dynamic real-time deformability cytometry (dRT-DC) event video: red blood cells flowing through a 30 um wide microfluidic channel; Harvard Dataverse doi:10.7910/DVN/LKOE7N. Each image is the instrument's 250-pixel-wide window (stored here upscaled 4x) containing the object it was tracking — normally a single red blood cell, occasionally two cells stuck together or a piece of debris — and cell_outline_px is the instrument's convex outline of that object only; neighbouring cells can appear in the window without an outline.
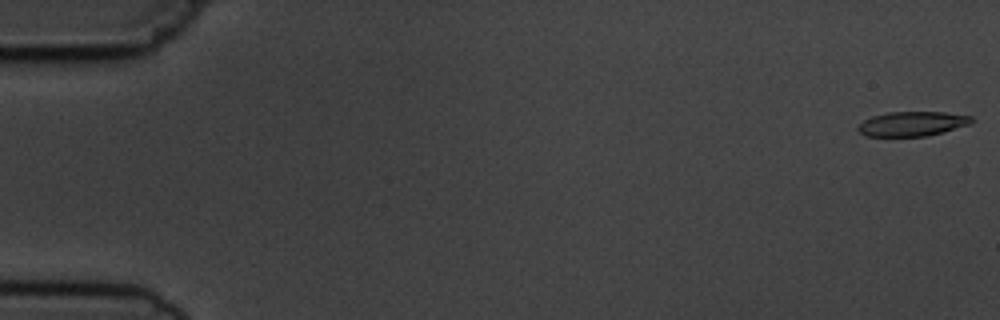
{"species": "common noctule bat (a hibernating species)", "species_latin": "Nyctalus noctula", "temperature_condition": "cold", "stored_images_in_passage": 8, "camera_frame_rate_fps": 3000, "um_per_image_px": 0.085, "animal": {"sex": "male", "body_mass_g": 19.5, "forearm_length_mm": 54.6}, "frame": {"image": 1, "passage_image": 1, "time_ms": 0.0, "image_size_px": [1000, 320], "cell_outline_px": [[976, 120], [972, 124], [944, 132], [928, 136], [864, 136], [856, 128], [864, 120], [872, 116], [888, 112], [944, 112], [972, 116]], "centroid_in_image_um": [77.6, 10.52], "position_along_channel_um": 7.4, "area_um2": 16.47}}
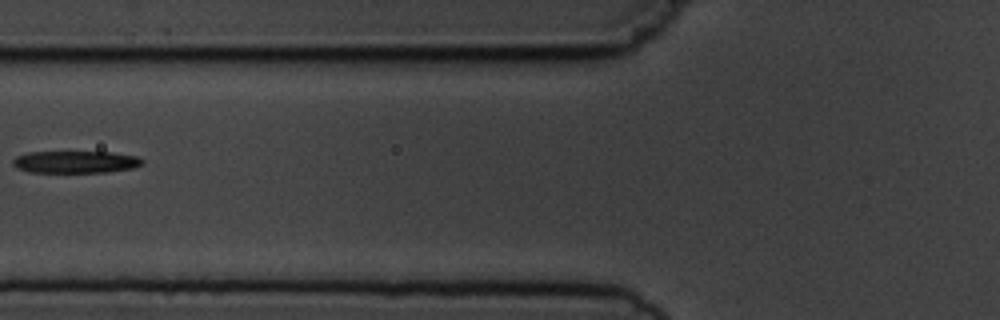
{"frame": {"image": 2, "passage_image": 7, "time_ms": 7.0, "image_size_px": [1000, 320], "cell_outline_px": [[144, 164], [136, 168], [108, 172], [28, 172], [16, 168], [12, 164], [12, 160], [16, 156], [28, 152], [112, 152], [136, 156], [144, 160]], "centroid_in_image_um": [6.44, 13.77], "position_along_channel_um": 119.4, "area_um2": 16.94}}
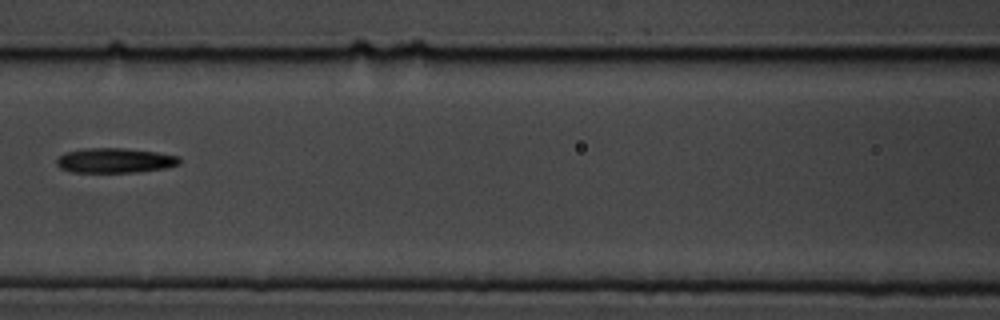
{"frame": {"image": 3, "passage_image": 8, "time_ms": 8.0, "image_size_px": [1000, 320], "cell_outline_px": [[180, 164], [164, 168], [136, 172], [72, 172], [60, 168], [56, 164], [56, 160], [64, 152], [84, 148], [124, 148], [156, 152], [180, 156]], "centroid_in_image_um": [9.75, 13.63], "position_along_channel_um": 156.8, "area_um2": 17.8}}